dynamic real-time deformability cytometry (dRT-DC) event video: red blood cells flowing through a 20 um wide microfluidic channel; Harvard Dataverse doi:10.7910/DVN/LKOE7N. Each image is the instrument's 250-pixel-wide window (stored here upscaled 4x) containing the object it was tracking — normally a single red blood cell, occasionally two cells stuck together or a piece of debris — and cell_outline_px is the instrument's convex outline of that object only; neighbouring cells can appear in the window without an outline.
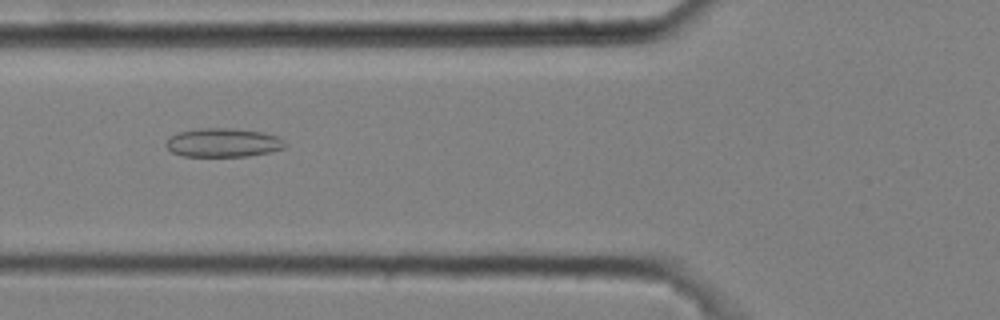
{"species": "common noctule bat (a hibernating species)", "species_latin": "Nyctalus noctula", "temperature_condition": "cold", "stored_images_in_passage": 49, "camera_frame_rate_fps": 3000, "um_per_image_px": 0.085, "animal": {"sex": "male", "body_mass_g": 20.4}, "frame": {"image": 1, "passage_image": 20, "time_ms": 6.333, "image_size_px": [1000, 320], "cell_outline_px": [[288, 144], [284, 148], [268, 152], [248, 156], [184, 156], [172, 152], [164, 144], [168, 136], [176, 132], [200, 128], [232, 128], [264, 132], [276, 136], [284, 140]], "centroid_in_image_um": [18.94, 12.11], "position_along_channel_um": 106.9, "area_um2": 20.17}}
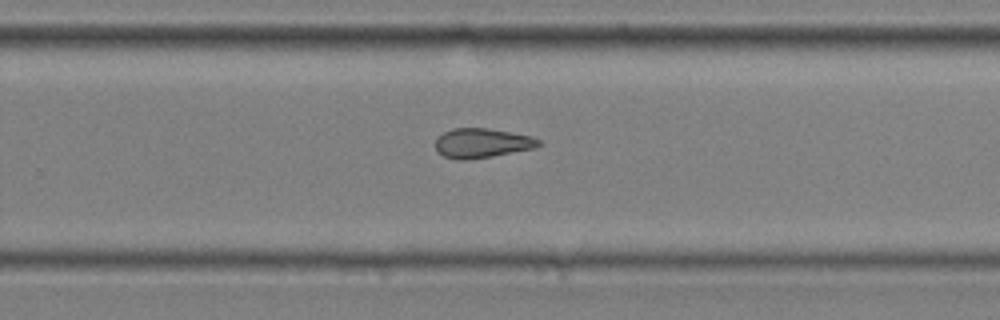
{"frame": {"image": 2, "passage_image": 35, "time_ms": 11.333, "image_size_px": [1000, 320], "cell_outline_px": [[540, 144], [536, 148], [492, 156], [468, 160], [456, 160], [444, 156], [436, 152], [436, 140], [444, 132], [452, 128], [488, 128], [532, 136], [540, 140]], "centroid_in_image_um": [40.96, 12.17], "position_along_channel_um": 288.8, "area_um2": 17.8}}
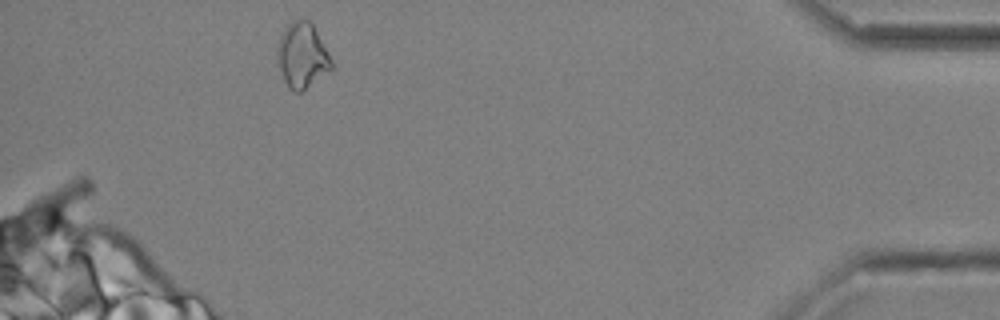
{"frame": {"image": 3, "passage_image": 49, "time_ms": 16.0, "image_size_px": [1000, 320], "cell_outline_px": [[332, 68], [300, 92], [292, 92], [288, 88], [284, 80], [276, 56], [276, 48], [280, 36], [284, 28], [288, 24], [296, 20], [312, 20], [332, 60]], "centroid_in_image_um": [25.67, 4.69], "position_along_channel_um": 409.5, "area_um2": 20.52}, "authors_computed_cell_mechanics": {"area_um2": 18.8428, "velocity_mm_per_s": 3.6494, "shape_relaxation_time_tau1_ms": null, "shape_relaxation_time_tau2_ms": 6.0206, "deformation_change_tau1": null, "deformation_change_tau2": 0.1498}}